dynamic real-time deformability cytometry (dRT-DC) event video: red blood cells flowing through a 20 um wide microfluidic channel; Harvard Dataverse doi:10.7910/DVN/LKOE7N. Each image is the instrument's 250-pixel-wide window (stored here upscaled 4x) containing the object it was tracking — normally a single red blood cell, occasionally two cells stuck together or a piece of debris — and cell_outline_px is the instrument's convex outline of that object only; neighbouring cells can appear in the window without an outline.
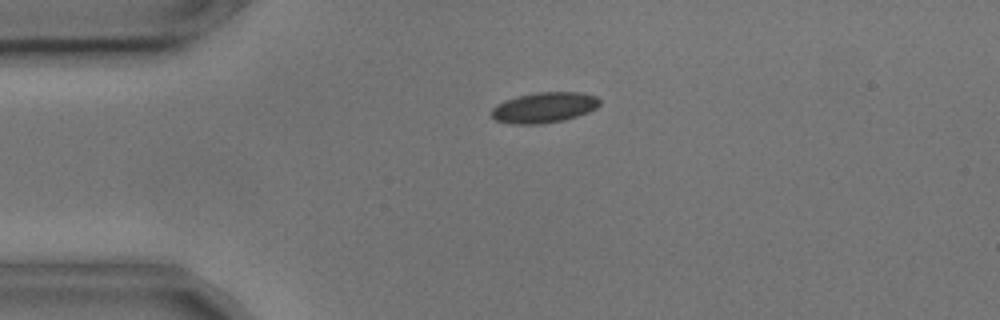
{"species": "common noctule bat (a hibernating species)", "species_latin": "Nyctalus noctula", "temperature_condition": "cold", "stored_images_in_passage": 45, "camera_frame_rate_fps": 3000, "um_per_image_px": 0.085, "animal": {"sex": "male", "body_mass_g": 17.9, "forearm_length_mm": 54.2}, "frame": {"image": 1, "passage_image": 2, "time_ms": 0.333, "image_size_px": [1000, 320], "cell_outline_px": [[600, 104], [596, 108], [588, 112], [564, 120], [540, 124], [512, 124], [496, 120], [492, 116], [492, 108], [496, 104], [520, 96], [540, 92], [580, 92], [596, 96], [600, 100]], "centroid_in_image_um": [46.28, 9.14], "position_along_channel_um": 38.7, "area_um2": 19.02}}
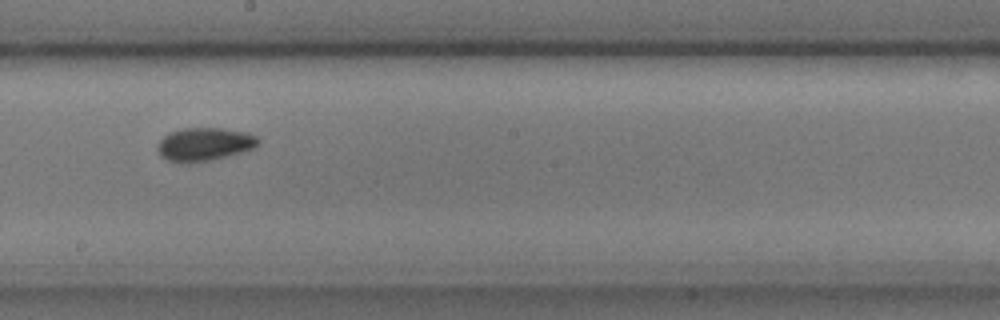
{"frame": {"image": 2, "passage_image": 20, "time_ms": 6.333, "image_size_px": [1000, 320], "cell_outline_px": [[260, 144], [256, 148], [208, 160], [188, 164], [168, 160], [160, 156], [156, 148], [156, 144], [168, 132], [184, 128], [220, 128], [248, 132], [256, 136], [260, 140]], "centroid_in_image_um": [17.36, 12.25], "position_along_channel_um": 230.8, "area_um2": 19.65}}
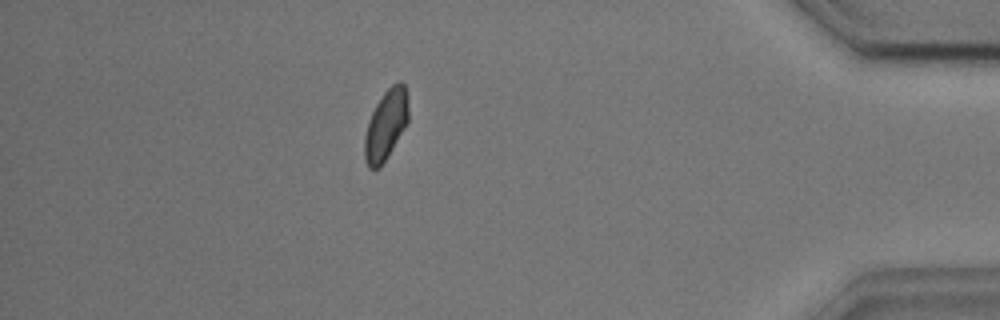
{"frame": {"image": 3, "passage_image": 38, "time_ms": 12.333, "image_size_px": [1000, 320], "cell_outline_px": [[408, 120], [392, 148], [380, 168], [368, 168], [364, 156], [364, 136], [368, 120], [376, 104], [384, 92], [392, 84], [400, 80], [404, 84], [408, 104]], "centroid_in_image_um": [32.78, 10.6], "position_along_channel_um": 402.4, "area_um2": 17.69}, "authors_computed_cell_mechanics": {"area_um2": 18.207, "velocity_mm_per_s": 3.6094, "shape_relaxation_time_tau1_ms": 2.8519, "shape_relaxation_time_tau2_ms": 2.0467, "deformation_change_tau1": 0.07, "deformation_change_tau2": 0.0446}}